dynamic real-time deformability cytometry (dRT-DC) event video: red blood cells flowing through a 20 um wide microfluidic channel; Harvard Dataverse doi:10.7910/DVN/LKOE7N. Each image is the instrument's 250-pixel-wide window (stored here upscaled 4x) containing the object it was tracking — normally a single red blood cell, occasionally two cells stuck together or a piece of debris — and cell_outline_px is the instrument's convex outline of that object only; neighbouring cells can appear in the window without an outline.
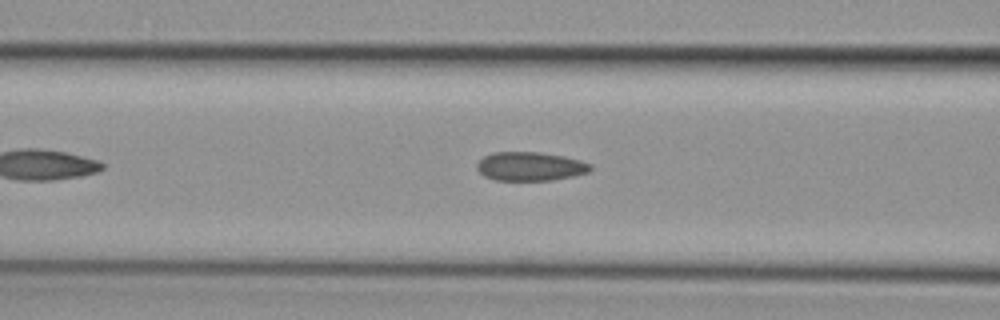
{"species": "common noctule bat (a hibernating species)", "species_latin": "Nyctalus noctula", "temperature_condition": "cold", "stored_images_in_passage": 29, "camera_frame_rate_fps": 3000, "um_per_image_px": 0.085, "animal": {"sex": "female", "body_mass_g": 29.2, "forearm_length_mm": 56.3}, "frame": {"image": 1, "passage_image": 11, "time_ms": 3.333, "image_size_px": [1000, 320], "cell_outline_px": [[592, 168], [588, 172], [572, 176], [552, 180], [496, 180], [484, 176], [476, 168], [476, 164], [484, 156], [492, 152], [540, 152], [564, 156], [580, 160], [592, 164]], "centroid_in_image_um": [45.06, 14.13], "position_along_channel_um": 121.5, "area_um2": 19.07}}
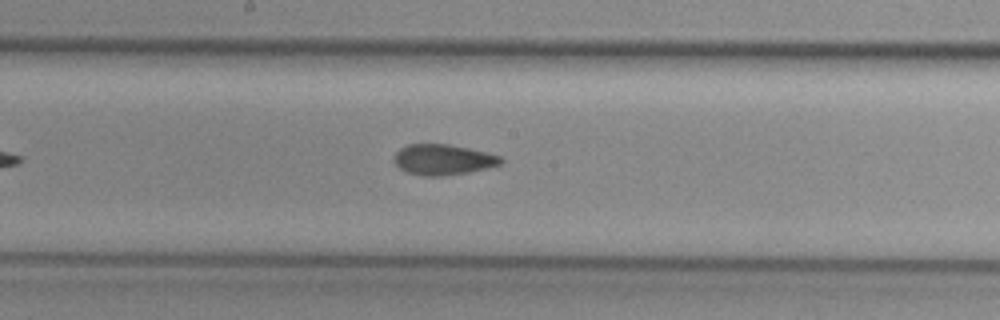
{"frame": {"image": 2, "passage_image": 18, "time_ms": 5.667, "image_size_px": [1000, 320], "cell_outline_px": [[504, 160], [500, 164], [468, 172], [444, 176], [424, 176], [408, 172], [400, 168], [392, 160], [396, 152], [400, 148], [408, 144], [448, 144], [488, 152], [500, 156]], "centroid_in_image_um": [37.64, 13.56], "position_along_channel_um": 210.6, "area_um2": 18.96}}
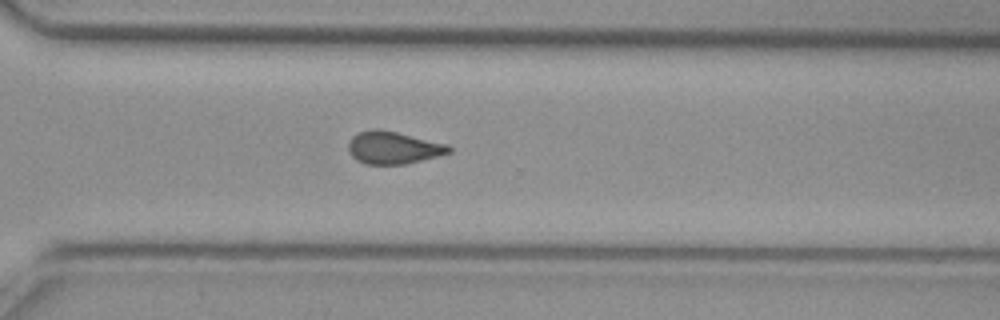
{"frame": {"image": 3, "passage_image": 28, "time_ms": 9.0, "image_size_px": [1000, 320], "cell_outline_px": [[452, 152], [404, 164], [364, 164], [356, 160], [348, 152], [348, 140], [352, 136], [360, 132], [372, 128], [380, 128], [448, 144], [452, 148]], "centroid_in_image_um": [33.39, 12.54], "position_along_channel_um": 337.2, "area_um2": 19.13}}